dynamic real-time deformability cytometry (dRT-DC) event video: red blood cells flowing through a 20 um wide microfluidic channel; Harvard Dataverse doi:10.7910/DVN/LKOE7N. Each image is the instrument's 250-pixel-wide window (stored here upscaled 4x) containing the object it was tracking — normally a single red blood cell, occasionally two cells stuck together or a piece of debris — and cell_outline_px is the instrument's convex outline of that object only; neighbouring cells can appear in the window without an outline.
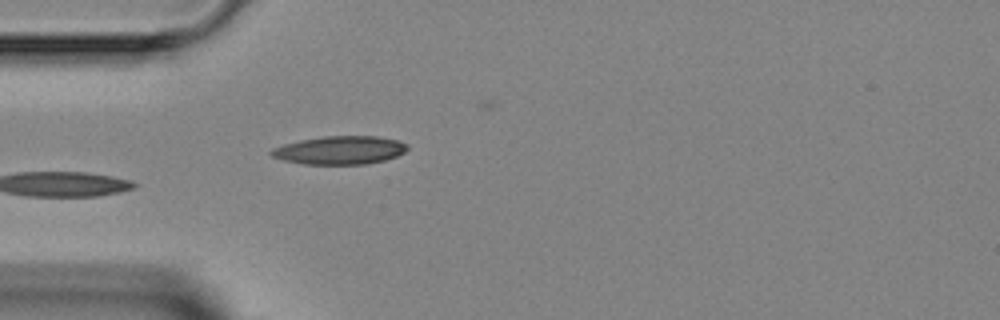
{"species": "Egyptian fruit bat (a non-hibernating species)", "species_latin": "Rousettus aegyptiacus", "temperature_condition": "room temperature", "stored_images_in_passage": 3, "camera_frame_rate_fps": 3000, "um_per_image_px": 0.085, "animal": {"sex": "female"}, "frame": {"image": 1, "passage_image": 3, "time_ms": 2.667, "image_size_px": [1000, 320], "cell_outline_px": [[408, 148], [404, 152], [396, 156], [384, 160], [364, 164], [304, 164], [284, 160], [272, 156], [268, 152], [272, 148], [284, 144], [300, 140], [324, 136], [376, 136], [400, 140], [408, 144]], "centroid_in_image_um": [28.9, 12.76], "position_along_channel_um": 56.1, "area_um2": 22.43}}